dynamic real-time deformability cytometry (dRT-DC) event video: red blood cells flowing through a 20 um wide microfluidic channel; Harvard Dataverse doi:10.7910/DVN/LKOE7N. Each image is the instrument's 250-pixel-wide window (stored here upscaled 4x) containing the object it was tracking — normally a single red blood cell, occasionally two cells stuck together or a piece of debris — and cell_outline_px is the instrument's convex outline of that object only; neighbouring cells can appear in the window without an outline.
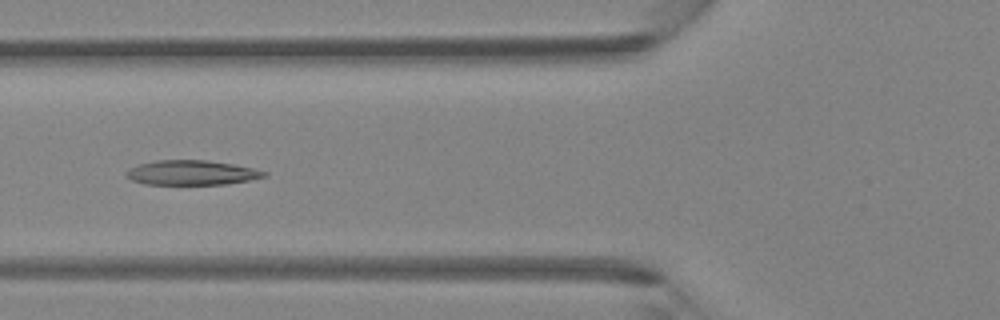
{"species": "Egyptian fruit bat (a non-hibernating species)", "species_latin": "Rousettus aegyptiacus", "temperature_condition": "room temperature", "stored_images_in_passage": 5, "camera_frame_rate_fps": 3000, "um_per_image_px": 0.085, "animal": {"sex": "female"}, "frame": {"image": 1, "passage_image": 5, "time_ms": 1.333, "image_size_px": [1000, 320], "cell_outline_px": [[268, 176], [248, 180], [224, 184], [144, 184], [132, 180], [124, 176], [124, 172], [128, 168], [140, 164], [156, 160], [208, 160], [232, 164], [252, 168], [268, 172]], "centroid_in_image_um": [16.25, 14.67], "position_along_channel_um": 109.6, "area_um2": 19.83}}